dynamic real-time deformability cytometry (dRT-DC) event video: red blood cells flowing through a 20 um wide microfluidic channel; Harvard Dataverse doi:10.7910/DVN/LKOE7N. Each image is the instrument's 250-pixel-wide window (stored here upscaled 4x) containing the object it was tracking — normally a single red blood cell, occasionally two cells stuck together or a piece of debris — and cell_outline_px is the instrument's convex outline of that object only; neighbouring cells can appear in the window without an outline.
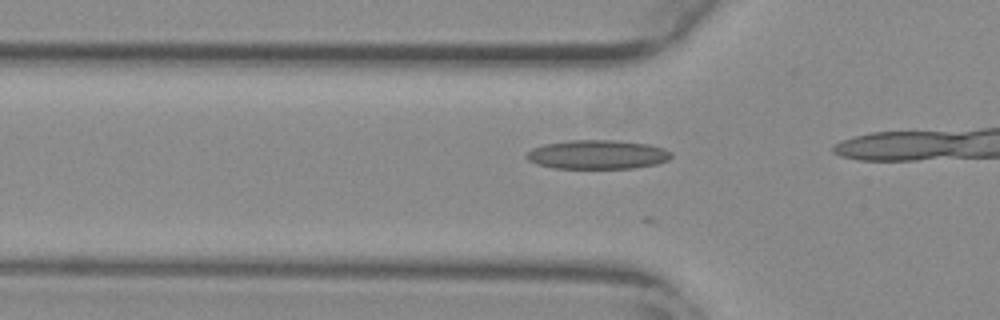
{"species": "common noctule bat (a hibernating species)", "species_latin": "Nyctalus noctula", "temperature_condition": "warm", "stored_images_in_passage": 10, "camera_frame_rate_fps": 3000, "um_per_image_px": 0.085, "animal": {"sex": "female", "body_mass_g": 29.2, "forearm_length_mm": 56.3}, "frame": {"image": 1, "passage_image": 7, "time_ms": 2.0, "image_size_px": [1000, 320], "cell_outline_px": [[672, 156], [668, 160], [656, 164], [632, 168], [552, 168], [536, 164], [528, 160], [524, 156], [532, 148], [544, 144], [568, 140], [616, 140], [648, 144], [664, 148], [672, 152]], "centroid_in_image_um": [50.77, 13.13], "position_along_channel_um": 75.0, "area_um2": 24.62}}